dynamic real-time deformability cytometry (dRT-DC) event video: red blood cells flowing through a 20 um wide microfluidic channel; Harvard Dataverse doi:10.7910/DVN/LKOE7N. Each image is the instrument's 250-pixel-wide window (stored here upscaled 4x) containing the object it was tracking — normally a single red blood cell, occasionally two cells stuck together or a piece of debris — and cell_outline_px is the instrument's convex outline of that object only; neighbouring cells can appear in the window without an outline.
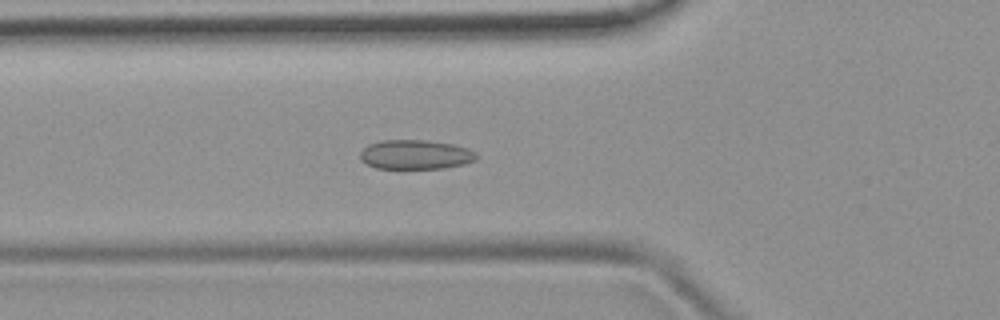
{"species": "common noctule bat (a hibernating species)", "species_latin": "Nyctalus noctula", "temperature_condition": "room temperature", "stored_images_in_passage": 53, "camera_frame_rate_fps": 3000, "um_per_image_px": 0.085, "animal": {"sex": "female", "body_mass_g": 19.9}, "frame": {"image": 1, "passage_image": 19, "time_ms": 6.0, "image_size_px": [1000, 320], "cell_outline_px": [[476, 160], [464, 164], [444, 168], [376, 168], [360, 160], [360, 152], [368, 144], [380, 140], [428, 140], [452, 144], [468, 148], [476, 152]], "centroid_in_image_um": [35.31, 13.13], "position_along_channel_um": 90.5, "area_um2": 19.94}}
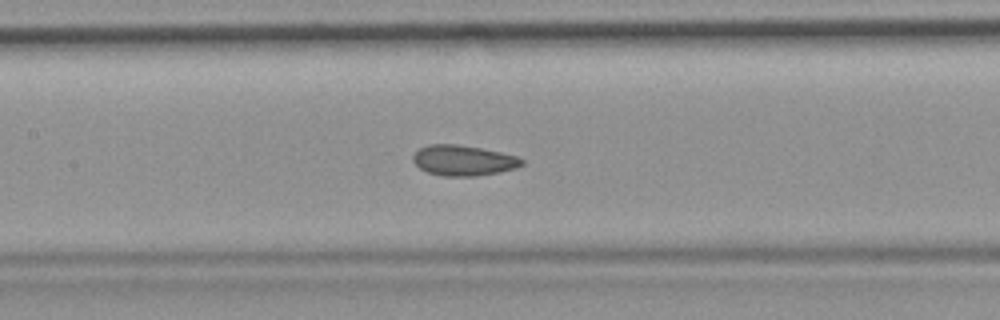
{"frame": {"image": 2, "passage_image": 25, "time_ms": 8.0, "image_size_px": [1000, 320], "cell_outline_px": [[524, 164], [516, 168], [500, 172], [476, 176], [444, 176], [428, 172], [420, 168], [412, 160], [412, 156], [420, 148], [428, 144], [456, 144], [480, 148], [500, 152], [516, 156], [524, 160]], "centroid_in_image_um": [39.39, 13.64], "position_along_channel_um": 168.0, "area_um2": 19.25}}
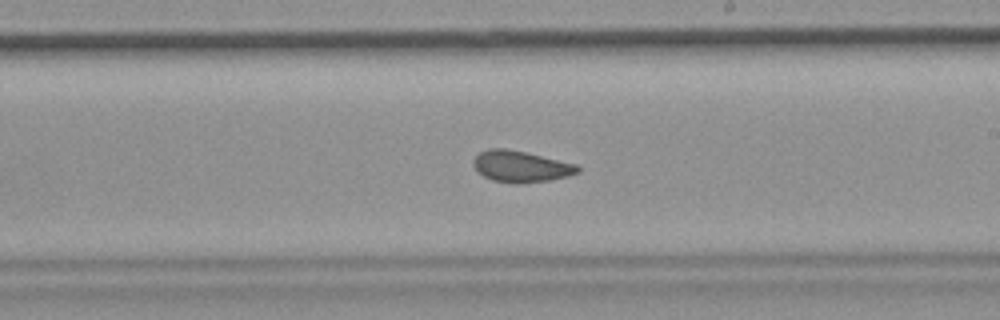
{"frame": {"image": 3, "passage_image": 31, "time_ms": 10.0, "image_size_px": [1000, 320], "cell_outline_px": [[580, 172], [568, 176], [552, 180], [520, 184], [516, 184], [492, 180], [484, 176], [472, 164], [472, 160], [480, 152], [488, 148], [504, 148], [524, 152], [576, 164], [580, 168]], "centroid_in_image_um": [44.27, 14.16], "position_along_channel_um": 244.7, "area_um2": 19.02}, "authors_computed_cell_mechanics": {"area_um2": 19.7098, "velocity_mm_per_s": 3.8565, "shape_relaxation_time_tau1_ms": null, "shape_relaxation_time_tau2_ms": 2.6547, "deformation_change_tau1": null, "deformation_change_tau2": 0.0705}}